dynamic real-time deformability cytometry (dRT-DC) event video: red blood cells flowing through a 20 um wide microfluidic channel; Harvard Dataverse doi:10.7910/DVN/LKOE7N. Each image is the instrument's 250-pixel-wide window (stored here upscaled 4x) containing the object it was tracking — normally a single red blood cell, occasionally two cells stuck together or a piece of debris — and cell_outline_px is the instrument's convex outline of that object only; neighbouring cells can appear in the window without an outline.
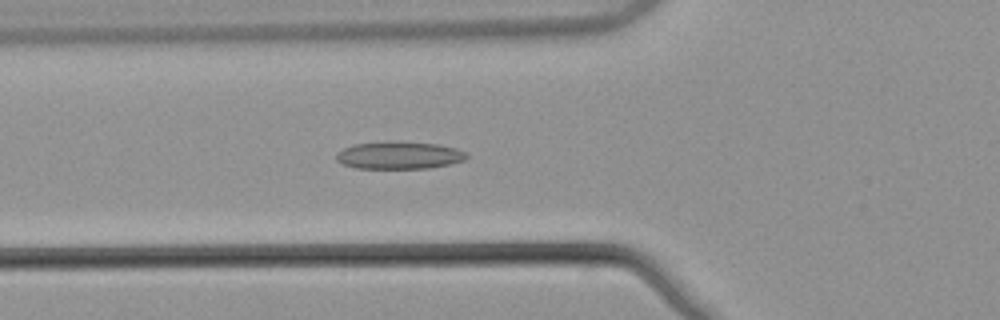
{"species": "common noctule bat (a hibernating species)", "species_latin": "Nyctalus noctula", "temperature_condition": "warm", "stored_images_in_passage": 54, "camera_frame_rate_fps": 3000, "um_per_image_px": 0.085, "animal": {"sex": "male", "body_mass_g": 21.5, "forearm_length_mm": 52.0}, "frame": {"image": 1, "passage_image": 20, "time_ms": 6.333, "image_size_px": [1000, 320], "cell_outline_px": [[468, 156], [464, 160], [448, 164], [428, 168], [356, 168], [340, 164], [336, 160], [336, 152], [352, 144], [440, 144], [456, 148], [468, 152]], "centroid_in_image_um": [33.92, 13.24], "position_along_channel_um": 91.9, "area_um2": 20.0}}
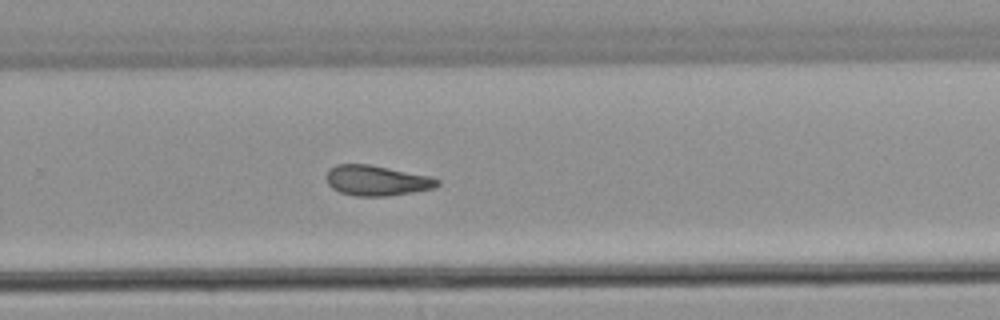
{"frame": {"image": 2, "passage_image": 36, "time_ms": 11.667, "image_size_px": [1000, 320], "cell_outline_px": [[440, 184], [436, 188], [388, 196], [356, 196], [340, 192], [332, 188], [328, 184], [328, 172], [336, 164], [368, 164], [432, 176], [440, 180]], "centroid_in_image_um": [32.08, 15.35], "position_along_channel_um": 297.7, "area_um2": 19.54}}
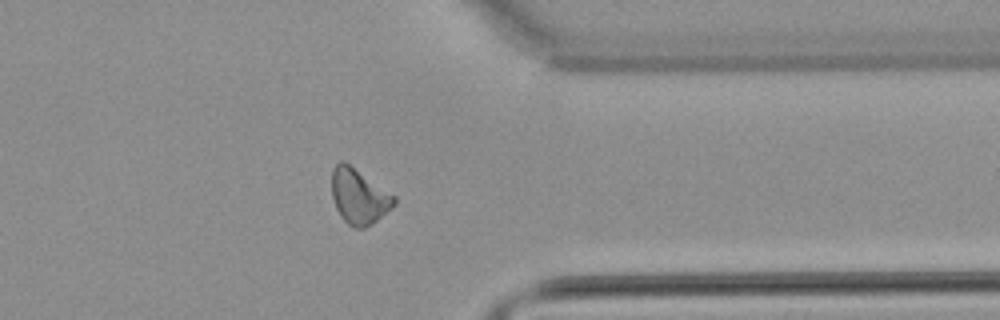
{"frame": {"image": 3, "passage_image": 43, "time_ms": 14.0, "image_size_px": [1000, 320], "cell_outline_px": [[396, 204], [392, 208], [372, 224], [364, 228], [356, 228], [348, 224], [340, 216], [336, 208], [332, 196], [332, 168], [340, 160], [344, 160], [396, 196]], "centroid_in_image_um": [30.51, 16.68], "position_along_channel_um": 380.9, "area_um2": 20.17}, "authors_computed_cell_mechanics": {"area_um2": 20.2011, "velocity_mm_per_s": 3.8671, "shape_relaxation_time_tau1_ms": null, "shape_relaxation_time_tau2_ms": 4.6899, "deformation_change_tau1": null, "deformation_change_tau2": 0.1394}}